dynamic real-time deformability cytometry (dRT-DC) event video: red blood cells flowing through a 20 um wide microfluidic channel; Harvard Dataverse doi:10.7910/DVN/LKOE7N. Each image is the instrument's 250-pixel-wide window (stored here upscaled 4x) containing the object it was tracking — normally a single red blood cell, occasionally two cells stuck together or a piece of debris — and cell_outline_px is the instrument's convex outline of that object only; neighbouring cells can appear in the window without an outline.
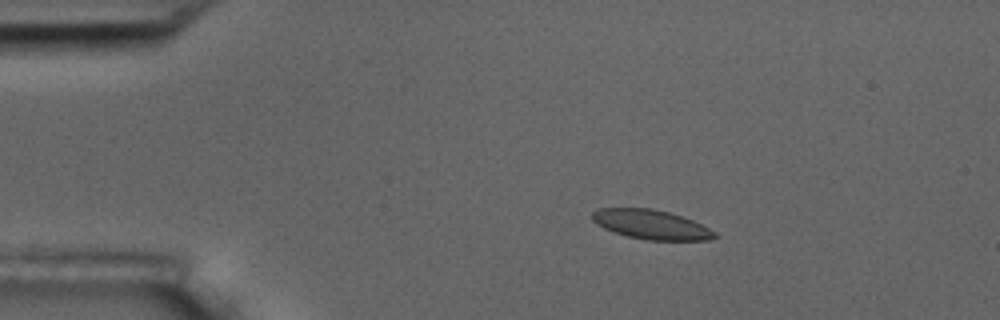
{"species": "common noctule bat (a hibernating species)", "species_latin": "Nyctalus noctula", "temperature_condition": "room temperature", "stored_images_in_passage": 5, "camera_frame_rate_fps": 3000, "um_per_image_px": 0.085, "animal": {"sex": "male", "body_mass_g": 17.5, "forearm_length_mm": 52.3}, "frame": {"image": 1, "passage_image": 2, "time_ms": 2.0, "image_size_px": [1000, 320], "cell_outline_px": [[720, 236], [708, 240], [648, 240], [628, 236], [604, 228], [596, 224], [592, 220], [592, 212], [600, 208], [652, 208], [668, 212], [692, 220], [716, 232]], "centroid_in_image_um": [55.35, 19.08], "position_along_channel_um": 29.6, "area_um2": 20.81}}
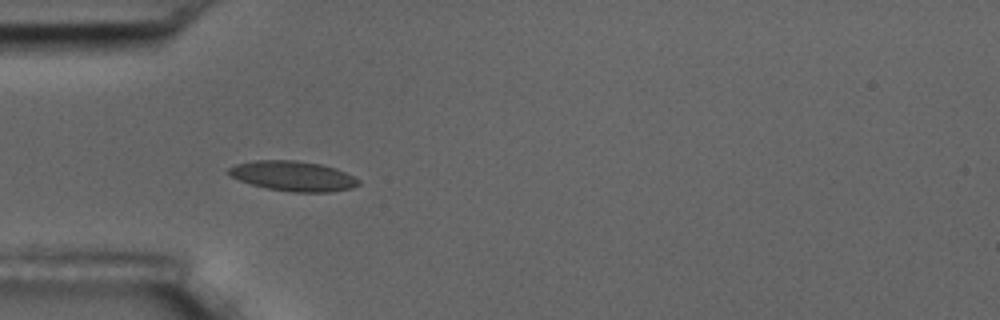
{"frame": {"image": 2, "passage_image": 4, "time_ms": 4.333, "image_size_px": [1000, 320], "cell_outline_px": [[360, 184], [352, 188], [328, 192], [292, 192], [268, 188], [252, 184], [240, 180], [232, 176], [228, 172], [228, 168], [236, 164], [256, 160], [296, 160], [320, 164], [336, 168], [360, 180]], "centroid_in_image_um": [24.93, 14.96], "position_along_channel_um": 60.1, "area_um2": 22.48}}